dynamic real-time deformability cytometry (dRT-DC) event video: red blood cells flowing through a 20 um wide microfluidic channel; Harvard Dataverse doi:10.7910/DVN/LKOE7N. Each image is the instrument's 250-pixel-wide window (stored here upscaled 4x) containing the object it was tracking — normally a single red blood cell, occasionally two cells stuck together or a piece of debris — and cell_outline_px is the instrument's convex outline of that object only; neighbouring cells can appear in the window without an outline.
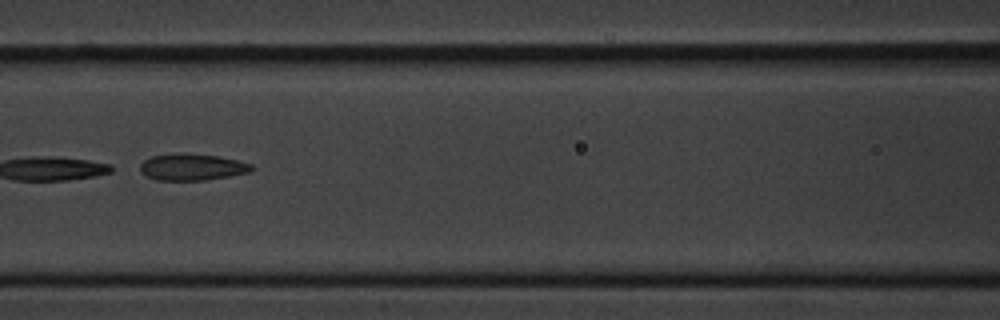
{"species": "common noctule bat (a hibernating species)", "species_latin": "Nyctalus noctula", "temperature_condition": "cold", "stored_images_in_passage": 10, "camera_frame_rate_fps": 3000, "um_per_image_px": 0.085, "animal": {"sex": "male", "body_mass_g": 20.1, "forearm_length_mm": 53.5}, "frame": {"image": 1, "passage_image": 5, "time_ms": 5.0, "image_size_px": [1000, 320], "cell_outline_px": [[256, 168], [252, 172], [208, 180], [156, 180], [144, 176], [140, 172], [140, 164], [144, 160], [152, 156], [176, 152], [184, 152], [216, 156], [236, 160], [252, 164]], "centroid_in_image_um": [16.32, 14.2], "position_along_channel_um": 150.3, "area_um2": 17.69}}
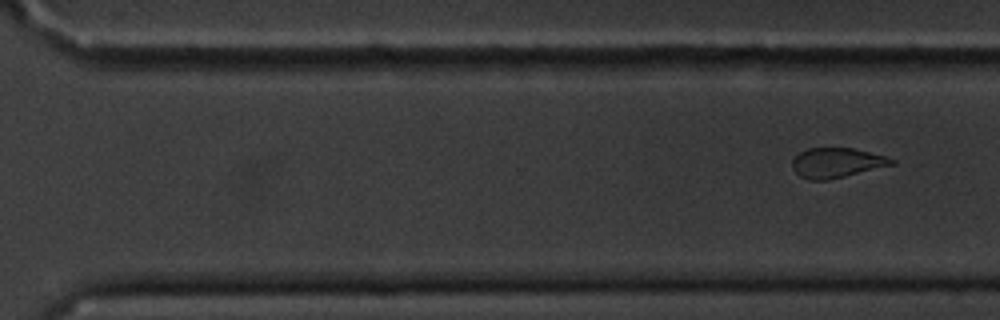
{"frame": {"image": 2, "passage_image": 10, "time_ms": 11.667, "image_size_px": [1000, 320], "cell_outline_px": [[896, 164], [828, 180], [808, 180], [800, 176], [792, 168], [792, 160], [800, 152], [808, 148], [852, 148], [884, 156], [896, 160]], "centroid_in_image_um": [71.11, 13.84], "position_along_channel_um": 299.5, "area_um2": 17.17}}